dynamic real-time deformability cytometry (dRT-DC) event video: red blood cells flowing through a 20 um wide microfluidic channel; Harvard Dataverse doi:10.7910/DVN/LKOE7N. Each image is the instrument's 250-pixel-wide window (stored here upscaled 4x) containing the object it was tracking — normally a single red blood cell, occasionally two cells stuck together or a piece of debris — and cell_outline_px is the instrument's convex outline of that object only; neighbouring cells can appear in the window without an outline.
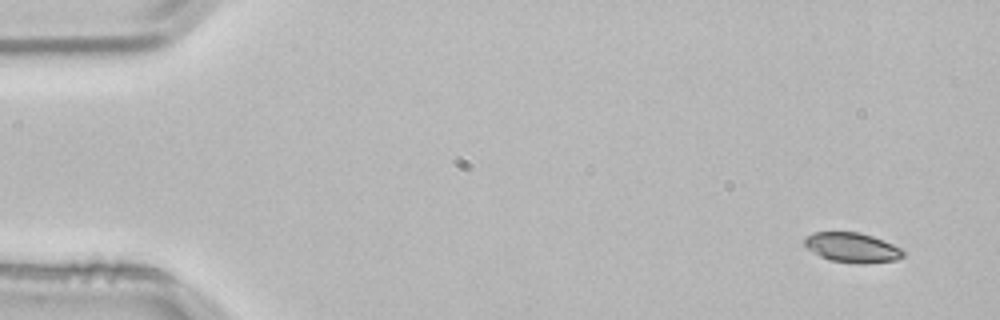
{"species": "common noctule bat (a hibernating species)", "species_latin": "Nyctalus noctula", "temperature_condition": "room temperature", "stored_images_in_passage": 5, "camera_frame_rate_fps": 3000, "um_per_image_px": 0.085, "animal": {"sex": "male", "body_mass_g": 21.5, "forearm_length_mm": 52.0}, "frame": {"image": 1, "passage_image": 1, "time_ms": 0.0, "image_size_px": [1000, 320], "cell_outline_px": [[904, 256], [896, 260], [864, 264], [828, 260], [820, 256], [808, 248], [804, 244], [804, 236], [812, 232], [860, 232], [872, 236], [904, 248]], "centroid_in_image_um": [72.45, 21.04], "position_along_channel_um": 12.5, "area_um2": 17.28}}
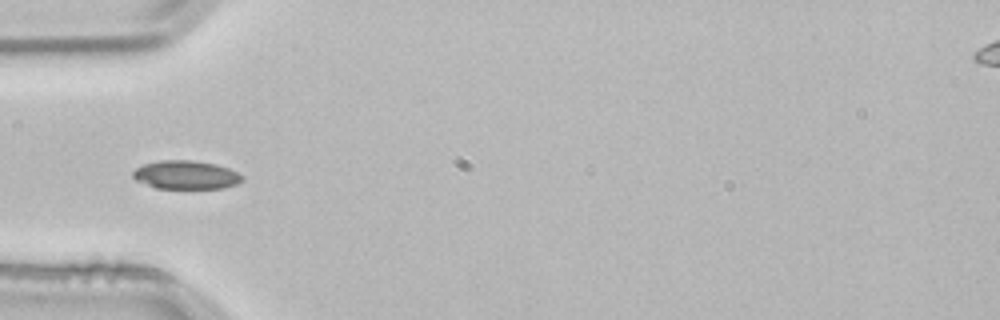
{"frame": {"image": 2, "passage_image": 4, "time_ms": 1.0, "image_size_px": [1000, 320], "cell_outline_px": [[244, 180], [236, 184], [224, 188], [156, 188], [136, 180], [132, 176], [132, 172], [136, 168], [144, 164], [160, 160], [192, 160], [216, 164], [228, 168], [244, 176]], "centroid_in_image_um": [15.81, 14.86], "position_along_channel_um": 69.2, "area_um2": 18.15}}